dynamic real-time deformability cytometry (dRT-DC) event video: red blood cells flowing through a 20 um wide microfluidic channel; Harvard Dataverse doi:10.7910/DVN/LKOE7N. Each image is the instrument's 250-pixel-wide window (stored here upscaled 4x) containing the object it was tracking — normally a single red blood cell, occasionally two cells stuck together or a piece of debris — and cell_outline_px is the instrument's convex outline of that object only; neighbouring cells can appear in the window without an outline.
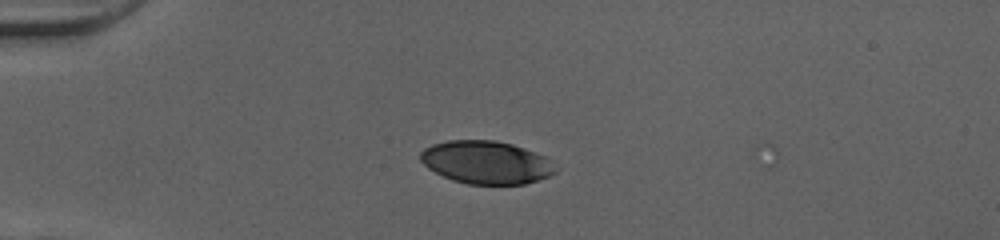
{"species": "human", "species_latin": "Homo sapiens", "temperature_condition": "cold", "stored_images_in_passage": 5, "camera_frame_rate_fps": 3000, "um_per_image_px": 0.085, "donor": {"sex": "female"}, "frame": {"image": 1, "passage_image": 3, "time_ms": 0.667, "image_size_px": [1000, 240], "cell_outline_px": [[560, 168], [556, 172], [548, 176], [524, 184], [468, 184], [452, 180], [428, 168], [420, 160], [420, 152], [424, 148], [432, 144], [448, 140], [496, 140], [512, 144], [536, 152], [544, 156]], "centroid_in_image_um": [41.34, 13.79], "position_along_channel_um": 43.7, "area_um2": 33.87}}